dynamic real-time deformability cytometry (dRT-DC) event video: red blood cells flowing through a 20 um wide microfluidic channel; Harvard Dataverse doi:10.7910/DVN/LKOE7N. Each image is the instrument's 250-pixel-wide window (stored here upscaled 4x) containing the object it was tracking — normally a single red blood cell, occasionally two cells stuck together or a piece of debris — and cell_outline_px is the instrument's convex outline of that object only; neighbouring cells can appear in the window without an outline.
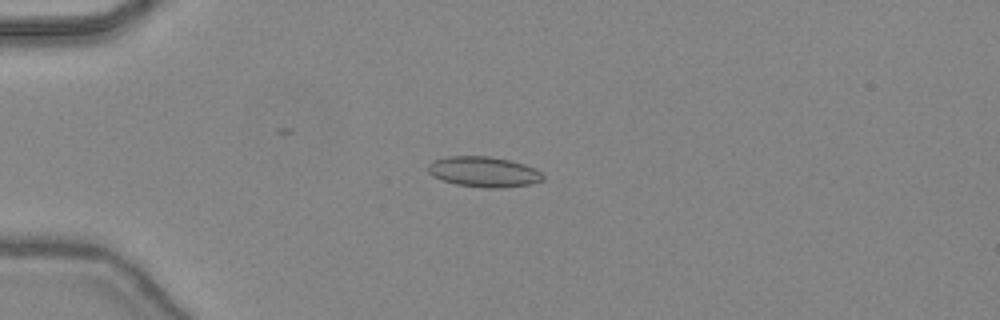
{"species": "common noctule bat (a hibernating species)", "species_latin": "Nyctalus noctula", "temperature_condition": "warm", "stored_images_in_passage": 31, "camera_frame_rate_fps": 3000, "um_per_image_px": 0.085, "animal": {"sex": "female", "body_mass_g": 24.6, "forearm_length_mm": 56.2}, "frame": {"image": 1, "passage_image": 12, "time_ms": 3.667, "image_size_px": [1000, 320], "cell_outline_px": [[544, 180], [532, 184], [504, 188], [484, 188], [456, 184], [432, 176], [428, 172], [428, 164], [432, 160], [448, 156], [488, 156], [508, 160], [524, 164], [536, 168], [544, 176]], "centroid_in_image_um": [41.13, 14.61], "position_along_channel_um": 43.9, "area_um2": 20.52}}
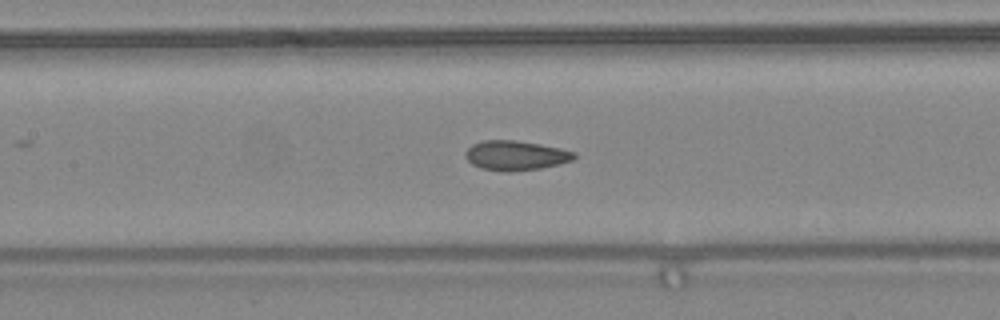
{"frame": {"image": 2, "passage_image": 22, "time_ms": 7.0, "image_size_px": [1000, 320], "cell_outline_px": [[576, 156], [572, 160], [560, 164], [540, 168], [512, 172], [504, 172], [480, 168], [472, 164], [464, 156], [464, 152], [472, 144], [484, 140], [516, 140], [540, 144], [560, 148], [576, 152]], "centroid_in_image_um": [43.82, 13.22], "position_along_channel_um": 163.6, "area_um2": 18.96}}
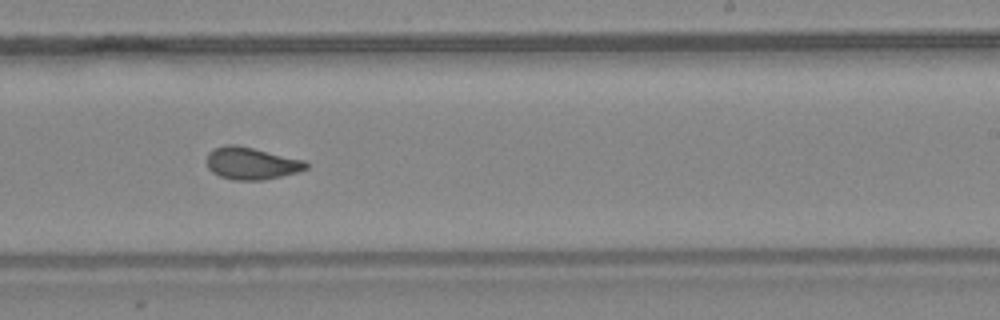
{"frame": {"image": 3, "passage_image": 29, "time_ms": 9.333, "image_size_px": [1000, 320], "cell_outline_px": [[308, 168], [296, 172], [264, 180], [232, 180], [220, 176], [212, 172], [208, 168], [208, 152], [224, 144], [236, 144], [304, 160], [308, 164]], "centroid_in_image_um": [21.35, 13.88], "position_along_channel_um": 267.6, "area_um2": 18.5}}